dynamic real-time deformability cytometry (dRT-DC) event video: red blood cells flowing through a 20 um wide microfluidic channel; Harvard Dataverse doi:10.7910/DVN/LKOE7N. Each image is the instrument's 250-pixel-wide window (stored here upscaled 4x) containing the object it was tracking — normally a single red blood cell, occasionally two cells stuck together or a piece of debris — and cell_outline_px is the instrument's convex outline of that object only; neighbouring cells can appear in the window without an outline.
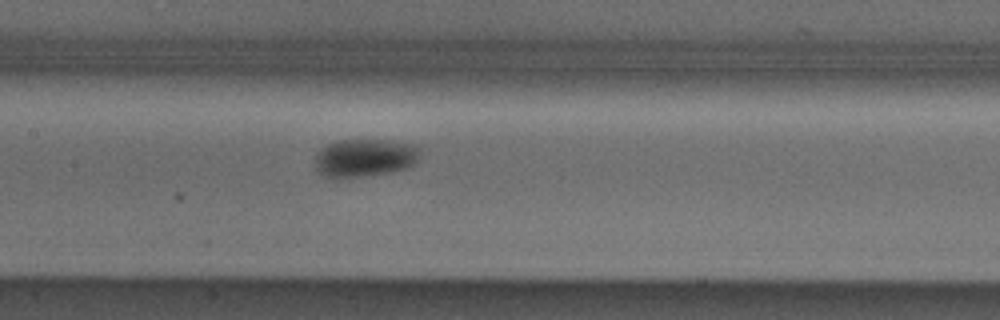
{"species": "Egyptian fruit bat (a non-hibernating species)", "species_latin": "Rousettus aegyptiacus", "temperature_condition": "cold", "stored_images_in_passage": 5, "camera_frame_rate_fps": 3000, "um_per_image_px": 0.085, "animal": {"sex": "male"}, "frame": {"image": 1, "passage_image": 5, "time_ms": 1.333, "image_size_px": [1000, 320], "cell_outline_px": [[420, 160], [416, 164], [408, 168], [392, 172], [336, 180], [324, 176], [316, 168], [316, 152], [320, 148], [336, 140], [388, 140], [416, 144], [420, 148]], "centroid_in_image_um": [31.04, 13.43], "position_along_channel_um": 176.4, "area_um2": 23.99}}